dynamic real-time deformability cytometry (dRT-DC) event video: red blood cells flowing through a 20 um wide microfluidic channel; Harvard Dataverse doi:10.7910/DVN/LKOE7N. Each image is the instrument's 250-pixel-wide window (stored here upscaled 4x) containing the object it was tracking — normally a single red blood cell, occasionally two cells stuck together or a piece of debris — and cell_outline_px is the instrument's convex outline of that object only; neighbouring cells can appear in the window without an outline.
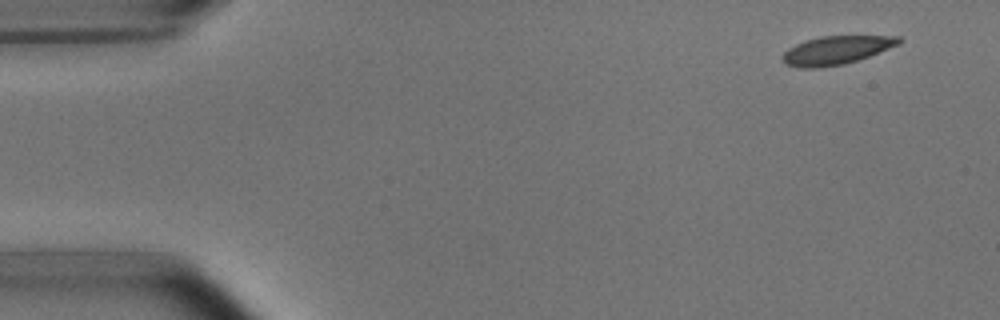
{"species": "common noctule bat (a hibernating species)", "species_latin": "Nyctalus noctula", "temperature_condition": "room temperature", "stored_images_in_passage": 14, "camera_frame_rate_fps": 3000, "um_per_image_px": 0.085, "animal": {"sex": "male", "body_mass_g": 15.6}, "frame": {"image": 1, "passage_image": 1, "time_ms": 0.0, "image_size_px": [1000, 320], "cell_outline_px": [[904, 40], [900, 44], [868, 56], [844, 64], [820, 68], [800, 68], [784, 64], [780, 56], [788, 48], [804, 40], [820, 36], [900, 36]], "centroid_in_image_um": [71.05, 4.27], "position_along_channel_um": 14.0, "area_um2": 19.42}}
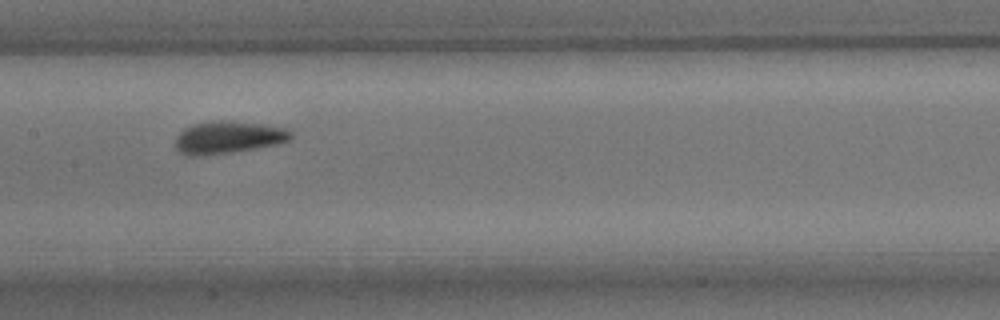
{"frame": {"image": 2, "passage_image": 7, "time_ms": 7.667, "image_size_px": [1000, 320], "cell_outline_px": [[292, 140], [276, 144], [256, 148], [232, 152], [200, 156], [188, 156], [180, 152], [176, 148], [176, 136], [184, 128], [192, 124], [220, 120], [224, 120], [264, 124], [284, 128], [292, 132]], "centroid_in_image_um": [19.39, 11.68], "position_along_channel_um": 188.0, "area_um2": 21.85}}
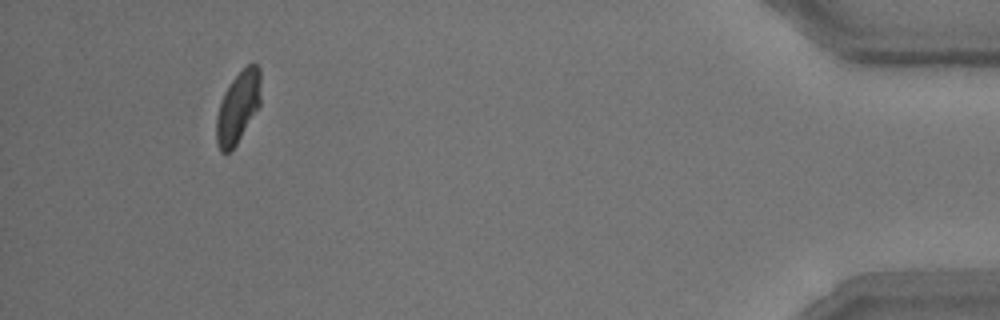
{"frame": {"image": 3, "passage_image": 13, "time_ms": 15.667, "image_size_px": [1000, 320], "cell_outline_px": [[260, 104], [236, 144], [228, 152], [220, 152], [216, 140], [216, 116], [224, 92], [232, 80], [248, 64], [256, 64], [260, 68]], "centroid_in_image_um": [20.22, 9.1], "position_along_channel_um": 415.0, "area_um2": 18.15}, "authors_computed_cell_mechanics": {"area_um2": 20.1144, "velocity_mm_per_s": 3.6695, "shape_relaxation_time_tau1_ms": 1.6157, "shape_relaxation_time_tau2_ms": 0.371, "deformation_change_tau1": 0.0871, "deformation_change_tau2": 0.049}}